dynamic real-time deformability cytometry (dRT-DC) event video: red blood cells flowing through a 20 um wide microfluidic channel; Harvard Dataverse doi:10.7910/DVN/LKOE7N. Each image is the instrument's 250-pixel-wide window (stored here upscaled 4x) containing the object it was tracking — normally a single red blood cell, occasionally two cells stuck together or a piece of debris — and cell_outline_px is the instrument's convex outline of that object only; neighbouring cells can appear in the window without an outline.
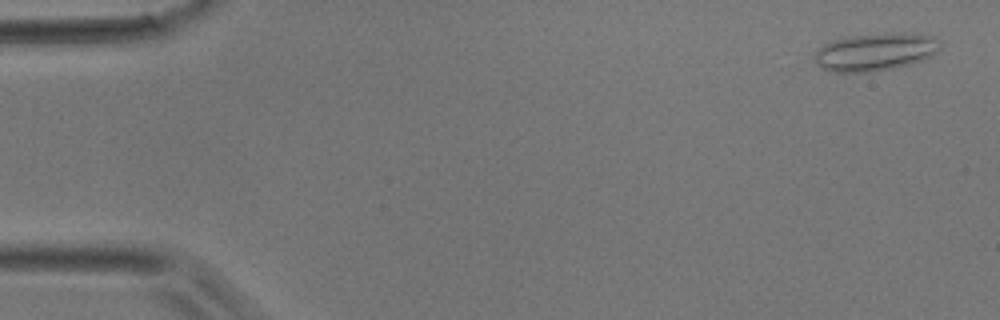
{"species": "common noctule bat (a hibernating species)", "species_latin": "Nyctalus noctula", "temperature_condition": "room temperature", "stored_images_in_passage": 4, "camera_frame_rate_fps": 3000, "um_per_image_px": 0.085, "animal": {"sex": "male", "body_mass_g": 17.9}, "frame": {"image": 1, "passage_image": 1, "time_ms": 0.0, "image_size_px": [1000, 320], "cell_outline_px": [[940, 48], [932, 56], [924, 60], [892, 68], [872, 72], [828, 72], [820, 68], [816, 64], [812, 52], [824, 44], [836, 40], [852, 36], [892, 32], [912, 32], [936, 36], [940, 40]], "centroid_in_image_um": [74.41, 4.4], "position_along_channel_um": 10.6, "area_um2": 28.15}}